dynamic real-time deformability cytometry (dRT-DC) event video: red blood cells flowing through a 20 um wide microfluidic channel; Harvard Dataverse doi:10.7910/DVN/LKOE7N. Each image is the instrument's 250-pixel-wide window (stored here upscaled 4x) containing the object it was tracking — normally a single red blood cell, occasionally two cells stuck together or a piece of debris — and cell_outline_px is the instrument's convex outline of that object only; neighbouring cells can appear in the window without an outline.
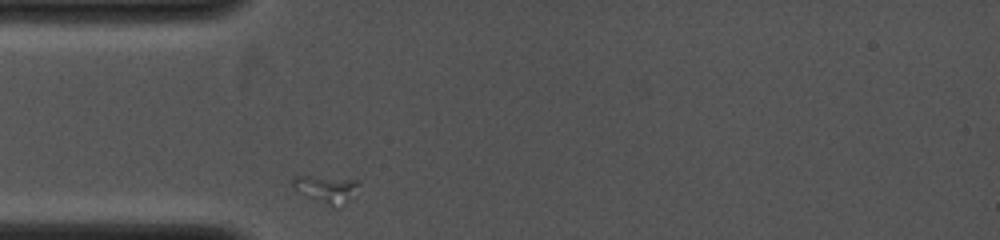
{"species": "common noctule bat (a hibernating species)", "species_latin": "Nyctalus noctula", "temperature_condition": "cold", "stored_images_in_passage": 43, "camera_frame_rate_fps": 4000, "um_per_image_px": 0.085, "animal": {"sex": "female", "body_mass_g": 19.0, "forearm_length_mm": 53.3}, "frame": {"image": 1, "passage_image": 1, "time_ms": 0.0, "image_size_px": [1000, 240], "cell_outline_px": [[360, 184], [356, 196], [340, 208], [336, 208], [300, 192], [292, 188], [292, 180], [296, 176], [308, 176], [356, 180]], "centroid_in_image_um": [27.82, 16.09], "position_along_channel_um": 57.2, "area_um2": 10.46}}
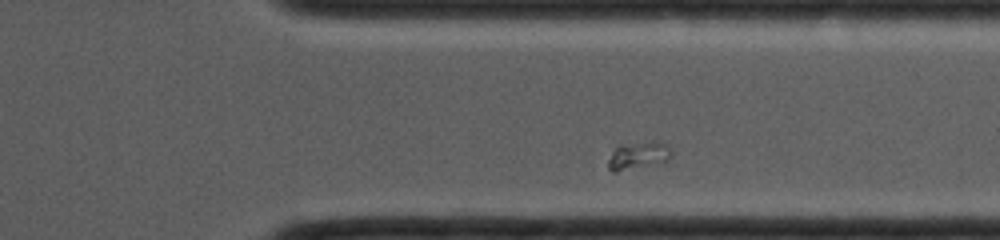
{"frame": {"image": 2, "passage_image": 37, "time_ms": 7.25, "image_size_px": [1000, 240], "cell_outline_px": [[672, 156], [664, 164], [616, 172], [612, 172], [608, 168], [608, 160], [612, 152], [620, 144], [652, 140], [660, 140], [672, 152]], "centroid_in_image_um": [54.29, 13.23], "position_along_channel_um": 357.1, "area_um2": 10.75}}
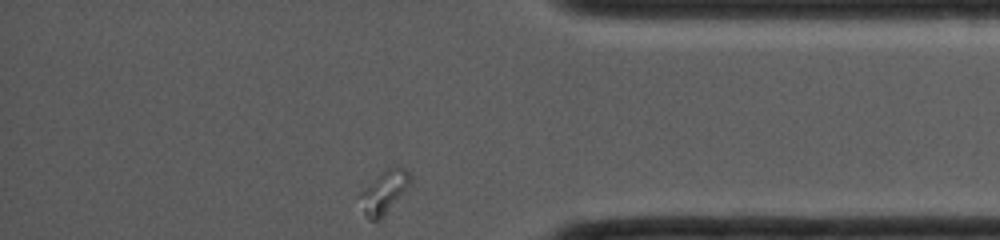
{"frame": {"image": 3, "passage_image": 43, "time_ms": 8.5, "image_size_px": [1000, 240], "cell_outline_px": [[412, 184], [384, 216], [380, 220], [368, 220], [364, 212], [360, 196], [360, 192], [364, 188], [388, 168], [404, 168], [412, 176]], "centroid_in_image_um": [32.7, 16.35], "position_along_channel_um": 402.5, "area_um2": 12.25}}